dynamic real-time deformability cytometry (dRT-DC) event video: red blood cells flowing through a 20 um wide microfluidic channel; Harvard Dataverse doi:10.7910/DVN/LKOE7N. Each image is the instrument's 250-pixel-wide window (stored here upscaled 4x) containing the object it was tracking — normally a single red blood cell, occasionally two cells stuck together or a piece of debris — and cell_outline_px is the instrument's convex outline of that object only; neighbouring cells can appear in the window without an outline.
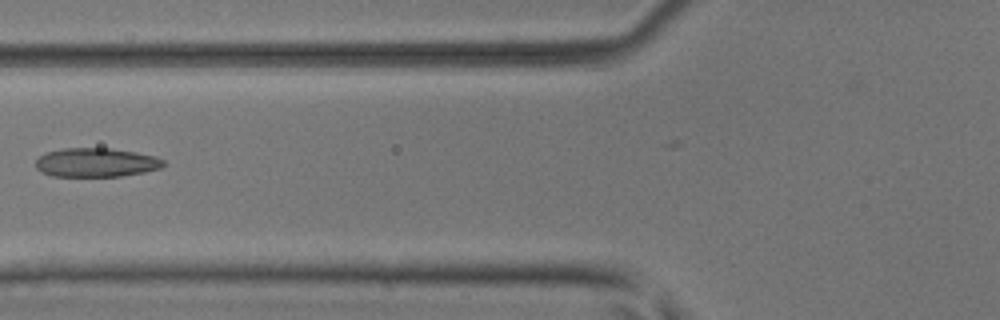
{"species": "common noctule bat (a hibernating species)", "species_latin": "Nyctalus noctula", "temperature_condition": "room temperature", "stored_images_in_passage": 6, "camera_frame_rate_fps": 3000, "um_per_image_px": 0.085, "animal": {"sex": "male", "body_mass_g": 17.9, "forearm_length_mm": 54.2}, "frame": {"image": 1, "passage_image": 6, "time_ms": 1.667, "image_size_px": [1000, 320], "cell_outline_px": [[164, 164], [160, 168], [144, 172], [120, 176], [52, 176], [40, 172], [36, 168], [36, 160], [40, 156], [48, 152], [64, 148], [112, 148], [136, 152], [156, 156], [164, 160]], "centroid_in_image_um": [8.17, 13.81], "position_along_channel_um": 117.6, "area_um2": 21.56}}